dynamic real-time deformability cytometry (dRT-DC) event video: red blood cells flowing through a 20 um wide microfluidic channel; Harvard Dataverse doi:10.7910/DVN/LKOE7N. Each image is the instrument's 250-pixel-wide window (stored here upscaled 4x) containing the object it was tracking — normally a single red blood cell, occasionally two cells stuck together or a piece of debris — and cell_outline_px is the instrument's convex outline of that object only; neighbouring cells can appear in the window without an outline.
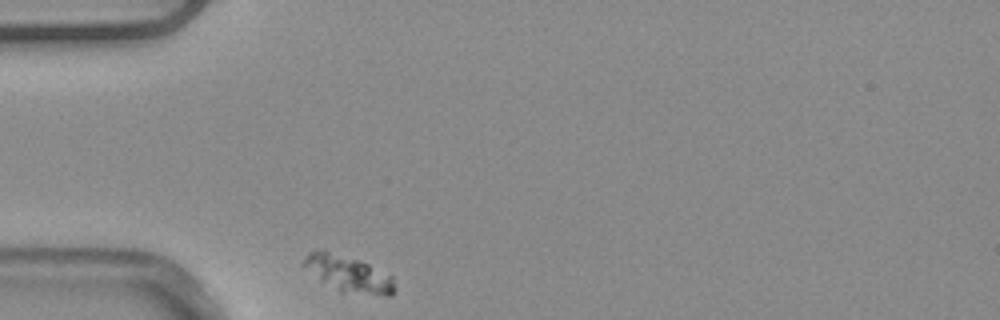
{"species": "common noctule bat (a hibernating species)", "species_latin": "Nyctalus noctula", "temperature_condition": "warm", "stored_images_in_passage": 33, "camera_frame_rate_fps": 3000, "um_per_image_px": 0.085, "animal": {"sex": "male", "body_mass_g": 20.4}, "frame": {"image": 1, "passage_image": 1, "time_ms": 0.0, "image_size_px": [1000, 320], "cell_outline_px": [[396, 288], [392, 296], [384, 296], [340, 292], [320, 280], [300, 264], [308, 252], [324, 252], [356, 260], [368, 264], [392, 276]], "centroid_in_image_um": [29.66, 23.34], "position_along_channel_um": 55.3, "area_um2": 18.73}}
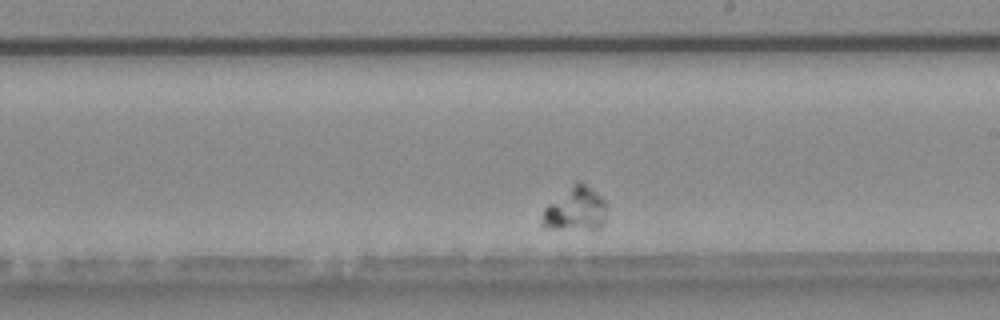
{"frame": {"image": 2, "passage_image": 19, "time_ms": 6.0, "image_size_px": [1000, 320], "cell_outline_px": [[608, 204], [604, 224], [600, 228], [544, 228], [540, 224], [544, 208], [548, 204], [576, 180], [580, 180], [600, 196]], "centroid_in_image_um": [48.92, 17.76], "position_along_channel_um": 240.1, "area_um2": 16.53}}
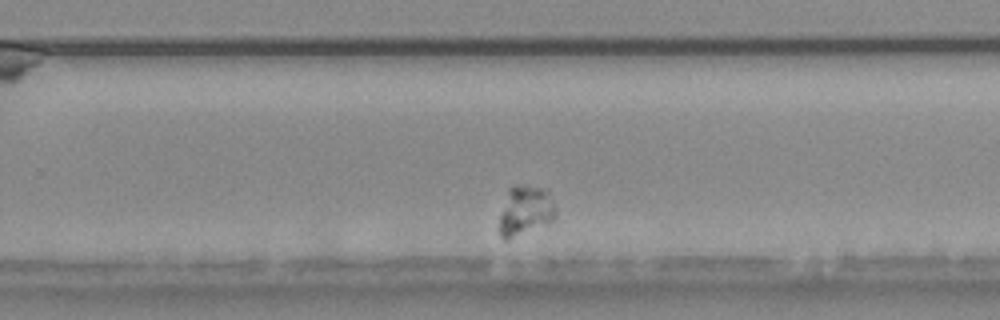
{"frame": {"image": 3, "passage_image": 23, "time_ms": 7.333, "image_size_px": [1000, 320], "cell_outline_px": [[556, 216], [552, 220], [544, 224], [504, 240], [500, 236], [500, 216], [508, 188], [512, 184], [516, 184], [548, 188], [556, 212]], "centroid_in_image_um": [44.66, 17.83], "position_along_channel_um": 285.1, "area_um2": 16.13}}